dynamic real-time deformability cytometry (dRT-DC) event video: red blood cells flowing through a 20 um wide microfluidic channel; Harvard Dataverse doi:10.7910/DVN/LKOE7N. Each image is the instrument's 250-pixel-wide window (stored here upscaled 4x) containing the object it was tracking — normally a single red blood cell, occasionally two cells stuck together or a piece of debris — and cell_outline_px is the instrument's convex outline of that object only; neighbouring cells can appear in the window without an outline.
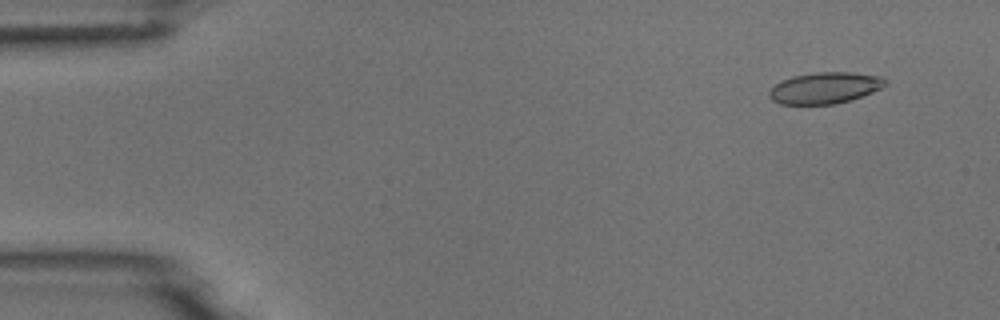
{"species": "common noctule bat (a hibernating species)", "species_latin": "Nyctalus noctula", "temperature_condition": "room temperature", "stored_images_in_passage": 5, "camera_frame_rate_fps": 3000, "um_per_image_px": 0.085, "animal": {"sex": "male", "body_mass_g": 18.8}, "frame": {"image": 1, "passage_image": 2, "time_ms": 1.0, "image_size_px": [1000, 320], "cell_outline_px": [[888, 84], [872, 92], [852, 100], [836, 104], [780, 104], [772, 100], [768, 96], [768, 92], [776, 84], [792, 76], [816, 72], [848, 72], [884, 76], [888, 80]], "centroid_in_image_um": [70.16, 7.47], "position_along_channel_um": 14.8, "area_um2": 21.33}}
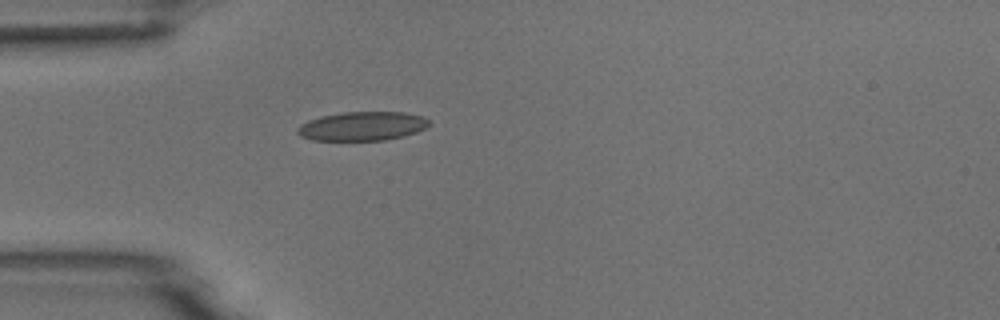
{"frame": {"image": 2, "passage_image": 5, "time_ms": 4.667, "image_size_px": [1000, 320], "cell_outline_px": [[432, 124], [416, 132], [404, 136], [384, 140], [312, 140], [300, 136], [296, 132], [296, 128], [300, 124], [308, 120], [320, 116], [344, 112], [404, 112], [420, 116], [432, 120]], "centroid_in_image_um": [30.79, 10.72], "position_along_channel_um": 54.2, "area_um2": 22.37}}